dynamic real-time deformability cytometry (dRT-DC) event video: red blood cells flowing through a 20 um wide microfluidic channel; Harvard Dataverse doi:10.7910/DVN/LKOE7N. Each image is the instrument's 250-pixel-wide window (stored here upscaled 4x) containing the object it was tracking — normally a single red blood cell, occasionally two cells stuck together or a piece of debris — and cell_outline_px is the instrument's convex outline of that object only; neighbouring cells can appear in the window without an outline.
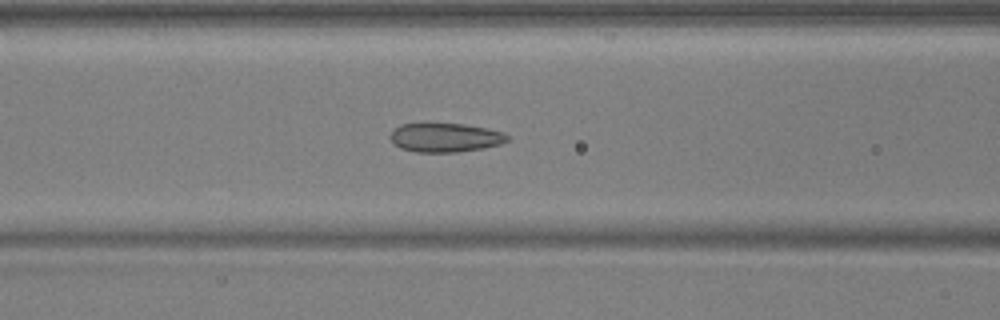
{"species": "common noctule bat (a hibernating species)", "species_latin": "Nyctalus noctula", "temperature_condition": "warm", "stored_images_in_passage": 39, "camera_frame_rate_fps": 3000, "um_per_image_px": 0.085, "animal": {"sex": "male", "body_mass_g": 17.9, "forearm_length_mm": 54.2}, "frame": {"image": 1, "passage_image": 23, "time_ms": 7.333, "image_size_px": [1000, 320], "cell_outline_px": [[508, 140], [500, 144], [484, 148], [456, 152], [416, 152], [400, 148], [388, 136], [400, 124], [464, 124], [488, 128], [504, 132], [508, 136]], "centroid_in_image_um": [37.87, 11.69], "position_along_channel_um": 128.7, "area_um2": 19.65}}
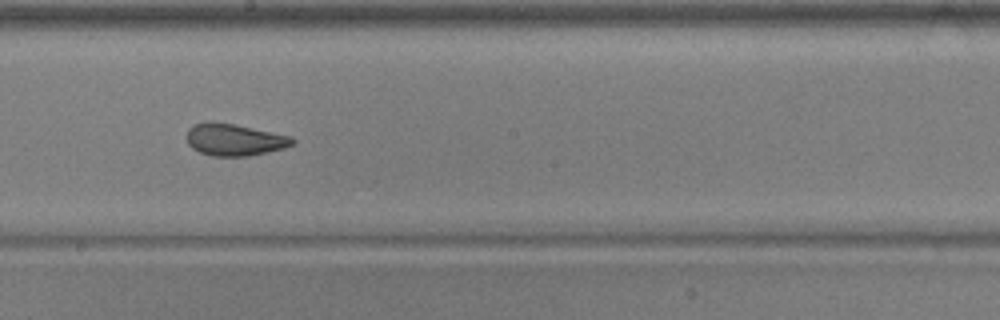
{"frame": {"image": 2, "passage_image": 31, "time_ms": 10.0, "image_size_px": [1000, 320], "cell_outline_px": [[296, 144], [284, 148], [248, 156], [212, 156], [200, 152], [192, 148], [188, 144], [184, 136], [188, 128], [196, 124], [212, 120], [292, 136], [296, 140]], "centroid_in_image_um": [19.9, 11.87], "position_along_channel_um": 228.3, "area_um2": 19.88}}
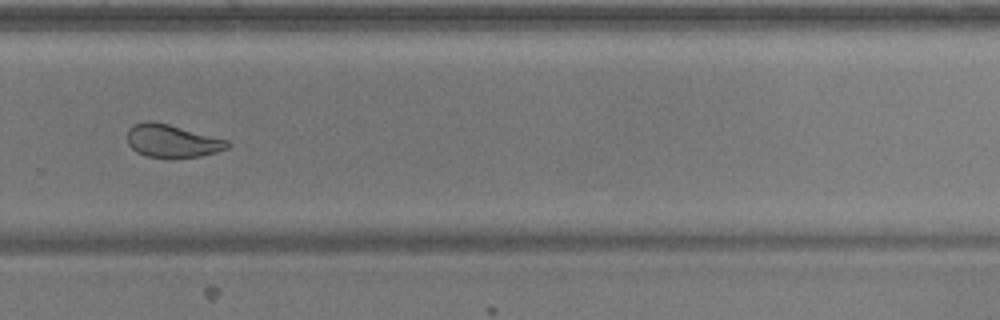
{"frame": {"image": 3, "passage_image": 38, "time_ms": 12.333, "image_size_px": [1000, 320], "cell_outline_px": [[232, 144], [228, 148], [216, 152], [200, 156], [148, 156], [136, 152], [128, 144], [128, 128], [144, 120], [152, 120], [168, 124], [228, 140]], "centroid_in_image_um": [14.63, 11.95], "position_along_channel_um": 315.2, "area_um2": 18.84}}